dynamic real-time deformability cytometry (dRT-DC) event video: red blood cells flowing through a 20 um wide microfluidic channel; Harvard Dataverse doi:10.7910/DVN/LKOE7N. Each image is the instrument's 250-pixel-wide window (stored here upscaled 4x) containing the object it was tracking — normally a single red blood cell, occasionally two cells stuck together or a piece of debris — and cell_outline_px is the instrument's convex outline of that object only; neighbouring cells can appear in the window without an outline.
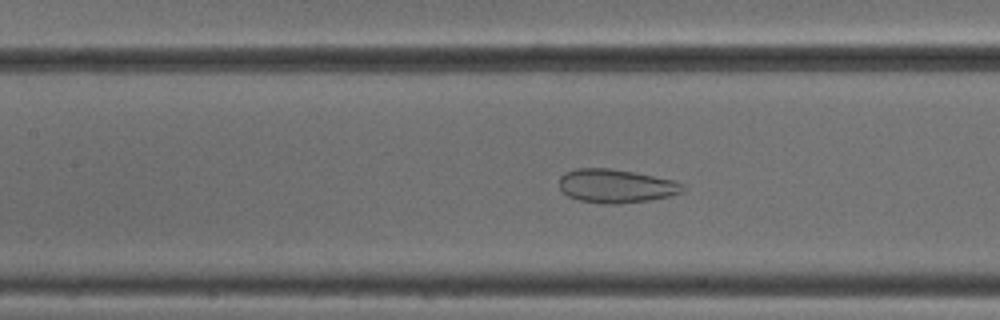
{"species": "common noctule bat (a hibernating species)", "species_latin": "Nyctalus noctula", "temperature_condition": "cold", "stored_images_in_passage": 40, "camera_frame_rate_fps": 3000, "um_per_image_px": 0.085, "animal": {"sex": "male", "body_mass_g": 18.8}, "frame": {"image": 1, "passage_image": 17, "time_ms": 5.333, "image_size_px": [1000, 320], "cell_outline_px": [[684, 188], [680, 192], [668, 196], [648, 200], [620, 204], [600, 204], [580, 200], [568, 196], [560, 188], [560, 176], [576, 168], [612, 168], [676, 180], [684, 184]], "centroid_in_image_um": [52.36, 15.81], "position_along_channel_um": 155.0, "area_um2": 24.16}}
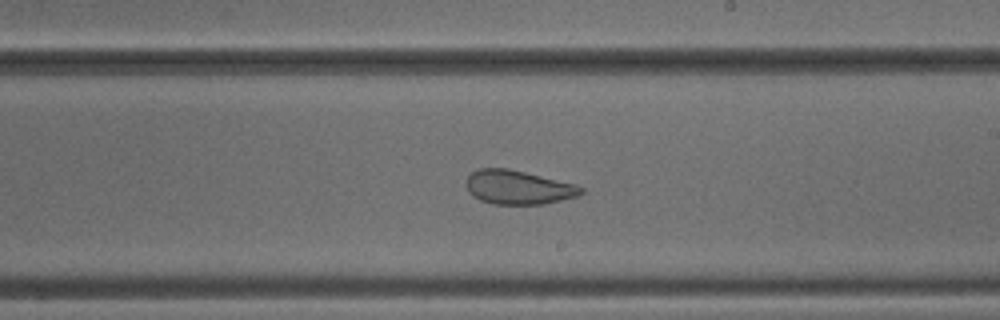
{"frame": {"image": 2, "passage_image": 24, "time_ms": 7.667, "image_size_px": [1000, 320], "cell_outline_px": [[584, 192], [580, 196], [544, 204], [492, 204], [480, 200], [472, 196], [468, 192], [464, 184], [464, 180], [472, 172], [480, 168], [508, 168], [576, 184], [584, 188]], "centroid_in_image_um": [44.03, 15.93], "position_along_channel_um": 245.0, "area_um2": 23.06}}
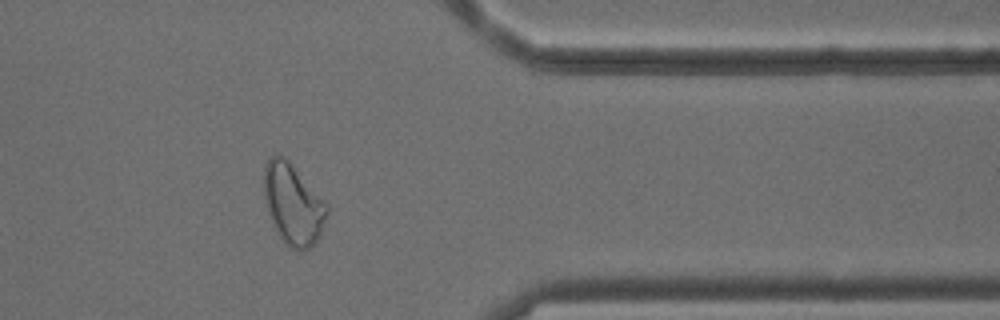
{"frame": {"image": 3, "passage_image": 36, "time_ms": 11.667, "image_size_px": [1000, 320], "cell_outline_px": [[328, 212], [320, 236], [308, 248], [300, 252], [292, 248], [280, 236], [268, 212], [264, 192], [264, 168], [268, 160], [272, 156], [284, 156], [288, 160], [328, 204]], "centroid_in_image_um": [24.93, 17.35], "position_along_channel_um": 386.5, "area_um2": 29.07}}